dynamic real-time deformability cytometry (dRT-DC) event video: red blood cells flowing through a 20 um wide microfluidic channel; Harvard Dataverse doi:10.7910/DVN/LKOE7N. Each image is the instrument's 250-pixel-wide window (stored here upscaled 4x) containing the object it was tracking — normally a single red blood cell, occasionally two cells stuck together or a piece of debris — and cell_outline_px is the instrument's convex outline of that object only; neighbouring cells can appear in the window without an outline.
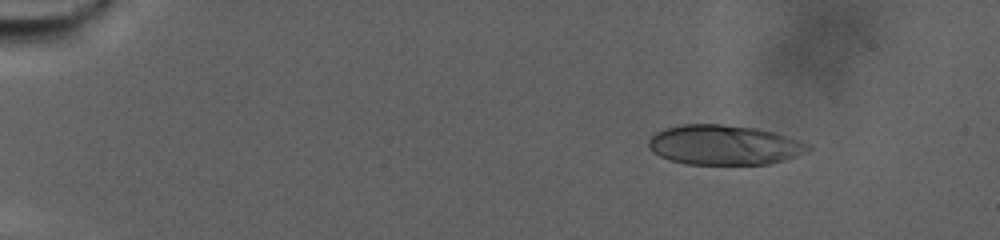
{"species": "human", "species_latin": "Homo sapiens", "temperature_condition": "warm", "stored_images_in_passage": 52, "camera_frame_rate_fps": 3000, "um_per_image_px": 0.085, "donor": {"sex": "male"}, "frame": {"image": 1, "passage_image": 5, "time_ms": 1.333, "image_size_px": [1000, 240], "cell_outline_px": [[812, 148], [796, 156], [784, 160], [768, 164], [684, 164], [660, 156], [652, 152], [648, 148], [648, 140], [656, 132], [664, 128], [680, 124], [724, 124], [756, 128], [772, 132], [800, 140], [812, 144]], "centroid_in_image_um": [61.53, 12.31], "position_along_channel_um": 23.5, "area_um2": 37.17}}
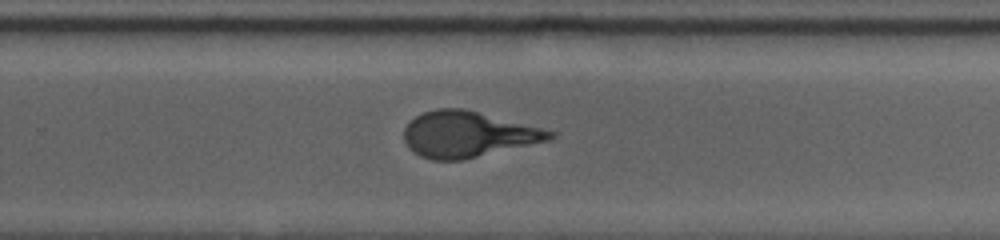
{"frame": {"image": 2, "passage_image": 30, "time_ms": 9.667, "image_size_px": [1000, 240], "cell_outline_px": [[556, 136], [548, 140], [460, 160], [432, 160], [420, 156], [408, 148], [404, 140], [404, 128], [416, 116], [424, 112], [436, 108], [464, 108], [556, 132]], "centroid_in_image_um": [39.71, 11.41], "position_along_channel_um": 290.1, "area_um2": 38.44}}
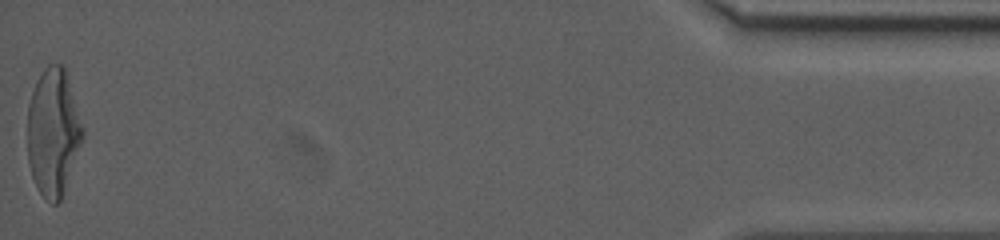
{"frame": {"image": 3, "passage_image": 52, "time_ms": 17.0, "image_size_px": [1000, 240], "cell_outline_px": [[84, 136], [60, 200], [56, 204], [52, 204], [36, 188], [32, 176], [28, 160], [28, 104], [36, 80], [44, 68], [48, 64], [64, 64], [84, 128]], "centroid_in_image_um": [4.52, 11.19], "position_along_channel_um": 430.7, "area_um2": 40.86}, "authors_computed_cell_mechanics": {"area_um2": 39.2462, "velocity_mm_per_s": 2.5886, "shape_relaxation_time_tau1_ms": 2.9872, "shape_relaxation_time_tau2_ms": null, "deformation_change_tau1": 0.2144, "deformation_change_tau2": null}}